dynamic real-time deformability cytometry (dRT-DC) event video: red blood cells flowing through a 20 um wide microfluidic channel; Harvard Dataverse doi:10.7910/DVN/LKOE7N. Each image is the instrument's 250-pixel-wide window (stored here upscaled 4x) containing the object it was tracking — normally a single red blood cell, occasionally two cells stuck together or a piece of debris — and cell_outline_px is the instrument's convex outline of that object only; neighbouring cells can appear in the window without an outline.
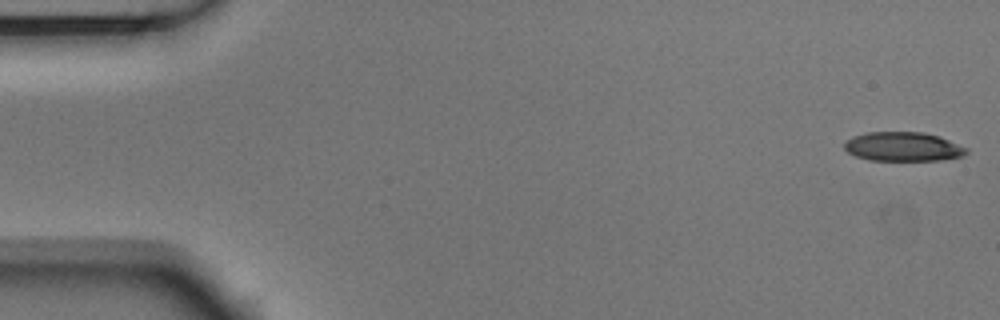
{"species": "Egyptian fruit bat (a non-hibernating species)", "species_latin": "Rousettus aegyptiacus", "temperature_condition": "room temperature", "stored_images_in_passage": 53, "camera_frame_rate_fps": 3000, "um_per_image_px": 0.085, "animal": {"sex": "male"}, "frame": {"image": 1, "passage_image": 1, "time_ms": 0.0, "image_size_px": [1000, 320], "cell_outline_px": [[968, 152], [964, 156], [940, 160], [868, 160], [856, 156], [848, 152], [844, 148], [844, 140], [852, 136], [868, 132], [924, 132], [940, 136], [968, 148]], "centroid_in_image_um": [76.76, 12.46], "position_along_channel_um": 8.2, "area_um2": 20.92}}
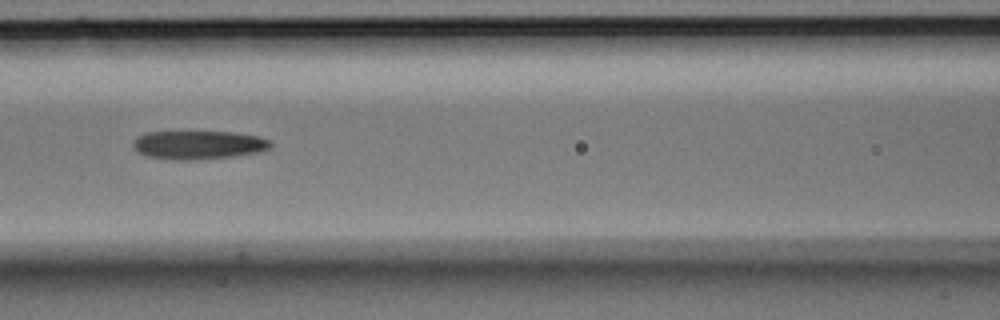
{"frame": {"image": 2, "passage_image": 23, "time_ms": 7.333, "image_size_px": [1000, 320], "cell_outline_px": [[272, 144], [268, 148], [256, 152], [232, 156], [192, 160], [176, 160], [148, 156], [136, 152], [132, 144], [132, 140], [136, 136], [144, 132], [232, 132], [260, 136], [272, 140]], "centroid_in_image_um": [16.82, 12.3], "position_along_channel_um": 149.8, "area_um2": 22.95}}
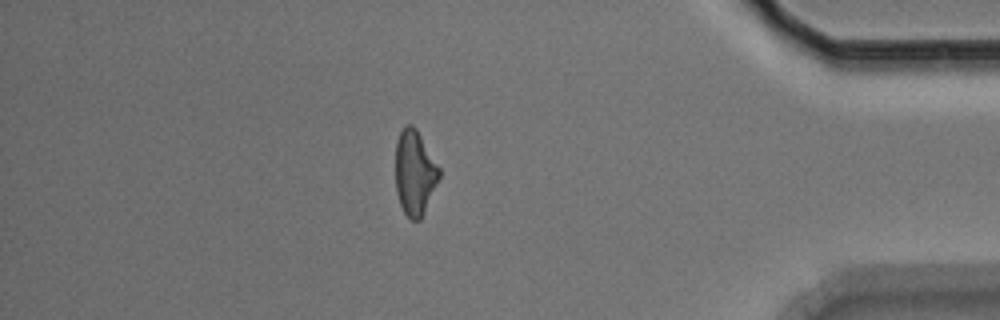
{"frame": {"image": 3, "passage_image": 46, "time_ms": 15.0, "image_size_px": [1000, 320], "cell_outline_px": [[440, 176], [424, 212], [420, 220], [412, 220], [404, 212], [400, 204], [396, 192], [396, 140], [404, 124], [412, 124], [416, 128], [440, 168]], "centroid_in_image_um": [35.24, 14.65], "position_along_channel_um": 400.0, "area_um2": 21.5}, "authors_computed_cell_mechanics": {"area_um2": 22.7732, "velocity_mm_per_s": 3.7506, "shape_relaxation_time_tau1_ms": 8.6936, "shape_relaxation_time_tau2_ms": null, "deformation_change_tau1": 0.2305, "deformation_change_tau2": null}}